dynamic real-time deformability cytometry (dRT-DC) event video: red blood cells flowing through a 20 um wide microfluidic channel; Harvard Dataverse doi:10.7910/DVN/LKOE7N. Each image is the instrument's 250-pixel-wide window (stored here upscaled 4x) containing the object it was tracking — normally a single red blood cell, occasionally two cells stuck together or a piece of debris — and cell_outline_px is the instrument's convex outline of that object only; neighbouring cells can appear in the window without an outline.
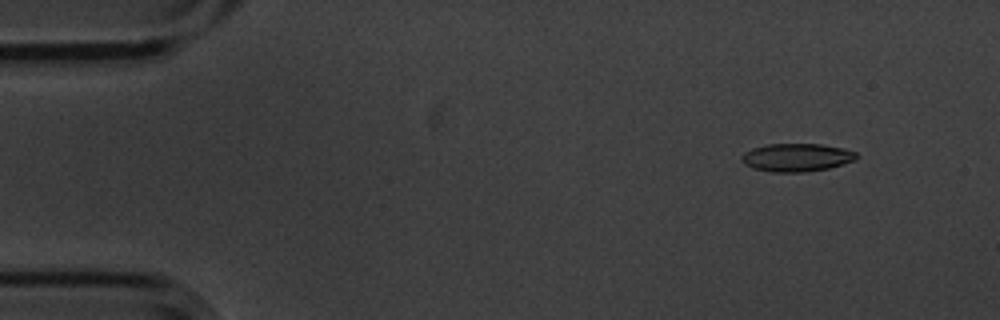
{"species": "common noctule bat (a hibernating species)", "species_latin": "Nyctalus noctula", "temperature_condition": "cold", "stored_images_in_passage": 6, "camera_frame_rate_fps": 3000, "um_per_image_px": 0.085, "animal": {"sex": "male", "body_mass_g": 20.1, "forearm_length_mm": 53.5}, "frame": {"image": 1, "passage_image": 2, "time_ms": 0.333, "image_size_px": [1000, 320], "cell_outline_px": [[856, 160], [828, 168], [804, 172], [772, 172], [752, 168], [744, 164], [740, 160], [740, 156], [744, 152], [752, 148], [768, 144], [820, 144], [844, 148], [856, 152]], "centroid_in_image_um": [67.67, 13.38], "position_along_channel_um": 17.3, "area_um2": 18.84}}